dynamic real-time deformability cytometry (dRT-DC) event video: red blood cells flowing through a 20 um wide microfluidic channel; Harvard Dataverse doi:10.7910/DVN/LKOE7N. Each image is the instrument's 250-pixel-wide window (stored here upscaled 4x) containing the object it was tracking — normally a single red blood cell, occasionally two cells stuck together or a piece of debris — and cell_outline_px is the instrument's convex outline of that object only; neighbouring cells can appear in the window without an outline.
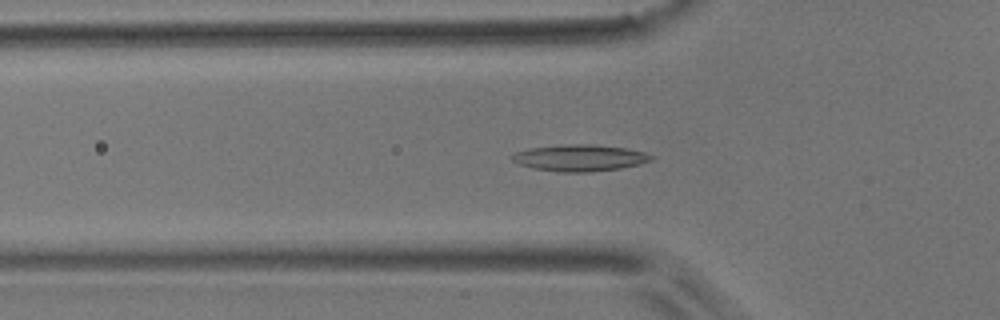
{"species": "common noctule bat (a hibernating species)", "species_latin": "Nyctalus noctula", "temperature_condition": "room temperature", "stored_images_in_passage": 44, "camera_frame_rate_fps": 3000, "um_per_image_px": 0.085, "animal": {"sex": "male", "body_mass_g": 17.9}, "frame": {"image": 1, "passage_image": 9, "time_ms": 2.667, "image_size_px": [1000, 320], "cell_outline_px": [[656, 156], [652, 160], [640, 164], [620, 168], [588, 172], [556, 172], [532, 168], [520, 164], [512, 160], [512, 156], [516, 152], [528, 148], [560, 144], [592, 144], [624, 148], [644, 152]], "centroid_in_image_um": [49.28, 13.41], "position_along_channel_um": 76.5, "area_um2": 21.62}}
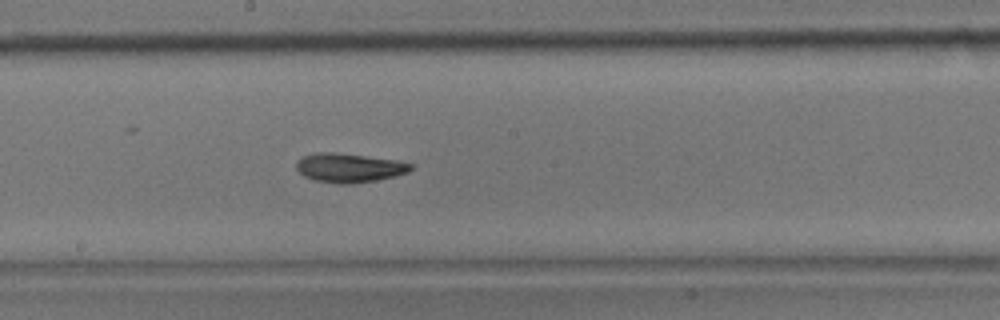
{"frame": {"image": 2, "passage_image": 20, "time_ms": 6.333, "image_size_px": [1000, 320], "cell_outline_px": [[412, 168], [408, 172], [396, 176], [376, 180], [352, 184], [340, 184], [316, 180], [304, 176], [296, 168], [296, 160], [304, 156], [316, 152], [332, 152], [396, 160], [412, 164]], "centroid_in_image_um": [29.66, 14.26], "position_along_channel_um": 218.5, "area_um2": 19.25}}
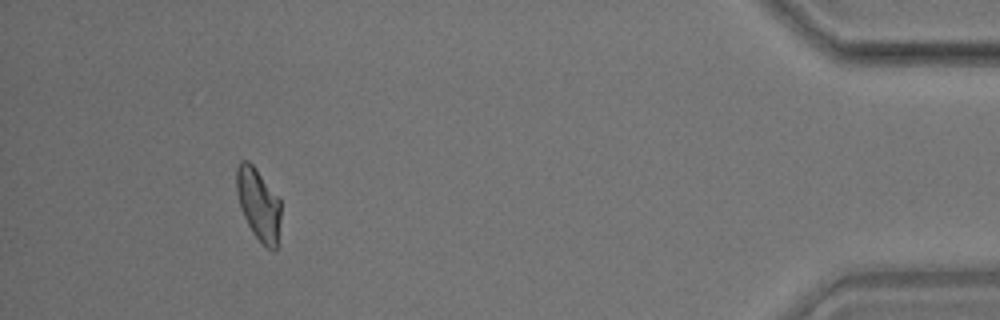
{"frame": {"image": 3, "passage_image": 40, "time_ms": 13.0, "image_size_px": [1000, 320], "cell_outline_px": [[280, 220], [276, 248], [268, 248], [252, 232], [240, 208], [236, 192], [236, 168], [240, 160], [248, 160], [256, 168], [280, 200]], "centroid_in_image_um": [21.94, 17.3], "position_along_channel_um": 413.3, "area_um2": 18.32}, "authors_computed_cell_mechanics": {"area_um2": 19.0162, "velocity_mm_per_s": 3.8519, "shape_relaxation_time_tau1_ms": 6.3951, "shape_relaxation_time_tau2_ms": 4.4144, "deformation_change_tau1": 0.1702, "deformation_change_tau2": 0.1003}}